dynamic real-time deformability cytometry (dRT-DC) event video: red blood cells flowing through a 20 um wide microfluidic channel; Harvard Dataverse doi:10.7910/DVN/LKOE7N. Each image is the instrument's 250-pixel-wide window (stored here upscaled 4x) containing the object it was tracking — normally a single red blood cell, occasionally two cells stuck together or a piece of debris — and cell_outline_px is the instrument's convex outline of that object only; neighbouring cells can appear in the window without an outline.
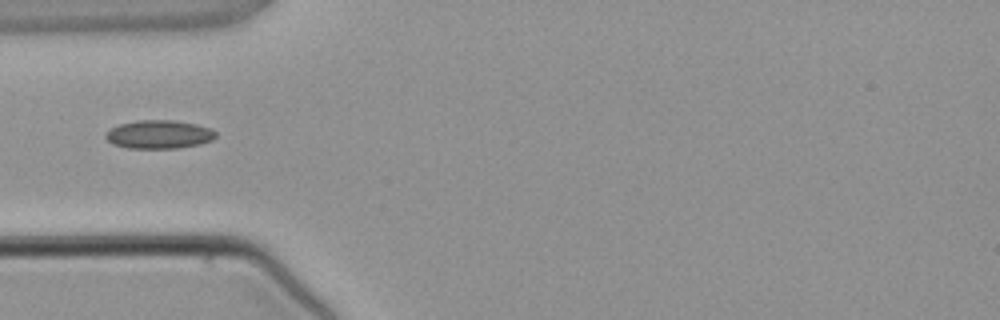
{"species": "common noctule bat (a hibernating species)", "species_latin": "Nyctalus noctula", "temperature_condition": "warm", "stored_images_in_passage": 2, "camera_frame_rate_fps": 3000, "um_per_image_px": 0.085, "animal": {"sex": "male", "body_mass_g": 21.5, "forearm_length_mm": 52.0}, "frame": {"image": 1, "passage_image": 2, "time_ms": 1.0, "image_size_px": [1000, 320], "cell_outline_px": [[216, 136], [212, 140], [200, 144], [180, 148], [128, 148], [112, 144], [104, 136], [104, 132], [120, 124], [136, 120], [172, 120], [196, 124], [212, 128], [216, 132]], "centroid_in_image_um": [13.52, 11.42], "position_along_channel_um": 71.5, "area_um2": 18.38}}